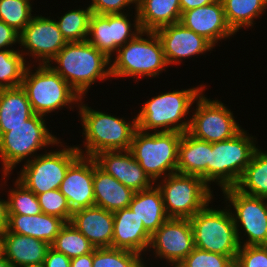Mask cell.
<instances>
[{"label":"cell","instance_id":"6da1fadb","mask_svg":"<svg viewBox=\"0 0 267 267\" xmlns=\"http://www.w3.org/2000/svg\"><path fill=\"white\" fill-rule=\"evenodd\" d=\"M81 97L78 116L81 119L83 146L75 145L83 156L94 157L103 151L130 150L132 137L137 129L136 116L128 121L124 117L92 109ZM83 101V102H82ZM82 146V147H81ZM84 147V149H83Z\"/></svg>","mask_w":267,"mask_h":267},{"label":"cell","instance_id":"7a4b0ae2","mask_svg":"<svg viewBox=\"0 0 267 267\" xmlns=\"http://www.w3.org/2000/svg\"><path fill=\"white\" fill-rule=\"evenodd\" d=\"M206 84L156 93L139 107L137 128L143 132H188L192 105L205 91Z\"/></svg>","mask_w":267,"mask_h":267},{"label":"cell","instance_id":"3957f363","mask_svg":"<svg viewBox=\"0 0 267 267\" xmlns=\"http://www.w3.org/2000/svg\"><path fill=\"white\" fill-rule=\"evenodd\" d=\"M48 65L81 97L93 84L111 78L110 58L87 40L68 42Z\"/></svg>","mask_w":267,"mask_h":267},{"label":"cell","instance_id":"277c9868","mask_svg":"<svg viewBox=\"0 0 267 267\" xmlns=\"http://www.w3.org/2000/svg\"><path fill=\"white\" fill-rule=\"evenodd\" d=\"M45 116L34 114L24 124L9 128L0 136V164L2 167L0 189L4 190L10 175L17 165L27 163L36 157L38 151H49L48 146H54L61 140L52 134L47 127ZM47 123V124H46ZM21 162V163H20ZM5 181V182H4Z\"/></svg>","mask_w":267,"mask_h":267},{"label":"cell","instance_id":"5b68a950","mask_svg":"<svg viewBox=\"0 0 267 267\" xmlns=\"http://www.w3.org/2000/svg\"><path fill=\"white\" fill-rule=\"evenodd\" d=\"M145 36V37H144ZM110 58L111 78H157L167 71L163 47L156 32L142 30Z\"/></svg>","mask_w":267,"mask_h":267},{"label":"cell","instance_id":"8992f818","mask_svg":"<svg viewBox=\"0 0 267 267\" xmlns=\"http://www.w3.org/2000/svg\"><path fill=\"white\" fill-rule=\"evenodd\" d=\"M34 68V70H32ZM21 87L25 90L34 114L48 117L63 108L74 110L81 96L48 64L28 65ZM57 110V111H56Z\"/></svg>","mask_w":267,"mask_h":267},{"label":"cell","instance_id":"52a82bcc","mask_svg":"<svg viewBox=\"0 0 267 267\" xmlns=\"http://www.w3.org/2000/svg\"><path fill=\"white\" fill-rule=\"evenodd\" d=\"M256 144V136L245 128L228 140L210 143L208 185L215 183L221 190L235 187L252 159Z\"/></svg>","mask_w":267,"mask_h":267},{"label":"cell","instance_id":"ba28073f","mask_svg":"<svg viewBox=\"0 0 267 267\" xmlns=\"http://www.w3.org/2000/svg\"><path fill=\"white\" fill-rule=\"evenodd\" d=\"M212 201L189 219L194 245L204 251L230 256L235 261L241 245L231 210L225 203L223 209L214 208Z\"/></svg>","mask_w":267,"mask_h":267},{"label":"cell","instance_id":"9c48e42d","mask_svg":"<svg viewBox=\"0 0 267 267\" xmlns=\"http://www.w3.org/2000/svg\"><path fill=\"white\" fill-rule=\"evenodd\" d=\"M183 133L135 130L130 152L155 183L177 172L178 147Z\"/></svg>","mask_w":267,"mask_h":267},{"label":"cell","instance_id":"30bf717a","mask_svg":"<svg viewBox=\"0 0 267 267\" xmlns=\"http://www.w3.org/2000/svg\"><path fill=\"white\" fill-rule=\"evenodd\" d=\"M159 181V182H158ZM169 218L190 219L215 197L200 176L175 172L155 182Z\"/></svg>","mask_w":267,"mask_h":267},{"label":"cell","instance_id":"8fae6325","mask_svg":"<svg viewBox=\"0 0 267 267\" xmlns=\"http://www.w3.org/2000/svg\"><path fill=\"white\" fill-rule=\"evenodd\" d=\"M56 146L58 150L39 153L17 173L16 179L36 196L59 189L69 166L81 155L75 145H66L60 140Z\"/></svg>","mask_w":267,"mask_h":267},{"label":"cell","instance_id":"7c38bea8","mask_svg":"<svg viewBox=\"0 0 267 267\" xmlns=\"http://www.w3.org/2000/svg\"><path fill=\"white\" fill-rule=\"evenodd\" d=\"M220 191L224 197L221 200L231 210L240 245H264L267 241V198L244 194L236 187Z\"/></svg>","mask_w":267,"mask_h":267},{"label":"cell","instance_id":"4fadbf2b","mask_svg":"<svg viewBox=\"0 0 267 267\" xmlns=\"http://www.w3.org/2000/svg\"><path fill=\"white\" fill-rule=\"evenodd\" d=\"M205 91L196 99L192 109L188 133L209 143L228 140L243 128L234 113L221 100L207 98ZM194 111V112H193Z\"/></svg>","mask_w":267,"mask_h":267},{"label":"cell","instance_id":"5bb4252c","mask_svg":"<svg viewBox=\"0 0 267 267\" xmlns=\"http://www.w3.org/2000/svg\"><path fill=\"white\" fill-rule=\"evenodd\" d=\"M41 14H35L19 35V51L23 57H32L30 65L48 64L57 53L68 43L52 19Z\"/></svg>","mask_w":267,"mask_h":267},{"label":"cell","instance_id":"9a60e30c","mask_svg":"<svg viewBox=\"0 0 267 267\" xmlns=\"http://www.w3.org/2000/svg\"><path fill=\"white\" fill-rule=\"evenodd\" d=\"M122 14H95L90 17L89 34L87 41L103 52L108 58L113 57L116 51L140 33L138 13L133 11ZM130 16L134 19L130 20Z\"/></svg>","mask_w":267,"mask_h":267},{"label":"cell","instance_id":"2e32d148","mask_svg":"<svg viewBox=\"0 0 267 267\" xmlns=\"http://www.w3.org/2000/svg\"><path fill=\"white\" fill-rule=\"evenodd\" d=\"M195 248L189 219L169 218L151 235L147 255L165 261L166 266L177 267ZM149 252V254H148ZM159 258V259H158ZM168 263V264H167Z\"/></svg>","mask_w":267,"mask_h":267},{"label":"cell","instance_id":"e0dca14e","mask_svg":"<svg viewBox=\"0 0 267 267\" xmlns=\"http://www.w3.org/2000/svg\"><path fill=\"white\" fill-rule=\"evenodd\" d=\"M159 37L168 66L180 65L183 60L213 51L215 46L203 36L187 29L180 22L155 31Z\"/></svg>","mask_w":267,"mask_h":267},{"label":"cell","instance_id":"ac0fdd59","mask_svg":"<svg viewBox=\"0 0 267 267\" xmlns=\"http://www.w3.org/2000/svg\"><path fill=\"white\" fill-rule=\"evenodd\" d=\"M180 23L206 38L215 47L219 41L236 35L227 23L221 0L182 12Z\"/></svg>","mask_w":267,"mask_h":267},{"label":"cell","instance_id":"d6986e66","mask_svg":"<svg viewBox=\"0 0 267 267\" xmlns=\"http://www.w3.org/2000/svg\"><path fill=\"white\" fill-rule=\"evenodd\" d=\"M94 157L80 155L68 168L59 190L72 212L95 205Z\"/></svg>","mask_w":267,"mask_h":267},{"label":"cell","instance_id":"ffe728a7","mask_svg":"<svg viewBox=\"0 0 267 267\" xmlns=\"http://www.w3.org/2000/svg\"><path fill=\"white\" fill-rule=\"evenodd\" d=\"M94 159L102 170L134 192L148 190L155 184L130 150L103 151L95 155Z\"/></svg>","mask_w":267,"mask_h":267},{"label":"cell","instance_id":"44dd1931","mask_svg":"<svg viewBox=\"0 0 267 267\" xmlns=\"http://www.w3.org/2000/svg\"><path fill=\"white\" fill-rule=\"evenodd\" d=\"M70 223L95 248H112L114 231L113 212L94 205L74 211Z\"/></svg>","mask_w":267,"mask_h":267},{"label":"cell","instance_id":"7402d4cb","mask_svg":"<svg viewBox=\"0 0 267 267\" xmlns=\"http://www.w3.org/2000/svg\"><path fill=\"white\" fill-rule=\"evenodd\" d=\"M112 248L126 249L146 255L151 234L144 228L143 222L129 207L115 211Z\"/></svg>","mask_w":267,"mask_h":267},{"label":"cell","instance_id":"603a6c76","mask_svg":"<svg viewBox=\"0 0 267 267\" xmlns=\"http://www.w3.org/2000/svg\"><path fill=\"white\" fill-rule=\"evenodd\" d=\"M1 248L5 258L17 267L43 263L51 245L37 238L10 233L6 229L1 233Z\"/></svg>","mask_w":267,"mask_h":267},{"label":"cell","instance_id":"cb8c5ba5","mask_svg":"<svg viewBox=\"0 0 267 267\" xmlns=\"http://www.w3.org/2000/svg\"><path fill=\"white\" fill-rule=\"evenodd\" d=\"M94 198L95 206L110 212L129 207L134 191L124 186L110 174L102 170L94 159Z\"/></svg>","mask_w":267,"mask_h":267},{"label":"cell","instance_id":"d4e9b609","mask_svg":"<svg viewBox=\"0 0 267 267\" xmlns=\"http://www.w3.org/2000/svg\"><path fill=\"white\" fill-rule=\"evenodd\" d=\"M210 143L188 132L182 134L178 147L177 172L200 176L208 184Z\"/></svg>","mask_w":267,"mask_h":267},{"label":"cell","instance_id":"484cf974","mask_svg":"<svg viewBox=\"0 0 267 267\" xmlns=\"http://www.w3.org/2000/svg\"><path fill=\"white\" fill-rule=\"evenodd\" d=\"M65 224V220L44 213L35 216L9 215L7 230L43 240L51 245Z\"/></svg>","mask_w":267,"mask_h":267},{"label":"cell","instance_id":"4316f807","mask_svg":"<svg viewBox=\"0 0 267 267\" xmlns=\"http://www.w3.org/2000/svg\"><path fill=\"white\" fill-rule=\"evenodd\" d=\"M136 10L138 13L141 30L153 31L180 22V0H137Z\"/></svg>","mask_w":267,"mask_h":267},{"label":"cell","instance_id":"83f0119b","mask_svg":"<svg viewBox=\"0 0 267 267\" xmlns=\"http://www.w3.org/2000/svg\"><path fill=\"white\" fill-rule=\"evenodd\" d=\"M129 209L139 217L151 235L169 219L161 191L155 184L148 190L135 192Z\"/></svg>","mask_w":267,"mask_h":267},{"label":"cell","instance_id":"f1b7e54d","mask_svg":"<svg viewBox=\"0 0 267 267\" xmlns=\"http://www.w3.org/2000/svg\"><path fill=\"white\" fill-rule=\"evenodd\" d=\"M34 115L25 90L19 86L0 89V136L24 124Z\"/></svg>","mask_w":267,"mask_h":267},{"label":"cell","instance_id":"f546056e","mask_svg":"<svg viewBox=\"0 0 267 267\" xmlns=\"http://www.w3.org/2000/svg\"><path fill=\"white\" fill-rule=\"evenodd\" d=\"M221 1L227 23L235 33H238L241 29L252 28L256 24L255 20L259 19L267 9V0Z\"/></svg>","mask_w":267,"mask_h":267},{"label":"cell","instance_id":"4dcf8cb0","mask_svg":"<svg viewBox=\"0 0 267 267\" xmlns=\"http://www.w3.org/2000/svg\"><path fill=\"white\" fill-rule=\"evenodd\" d=\"M235 187L244 194L267 198V150L257 146Z\"/></svg>","mask_w":267,"mask_h":267},{"label":"cell","instance_id":"1f68e13d","mask_svg":"<svg viewBox=\"0 0 267 267\" xmlns=\"http://www.w3.org/2000/svg\"><path fill=\"white\" fill-rule=\"evenodd\" d=\"M78 8L68 10L56 19L58 29L67 42H83L88 39L92 10L89 6Z\"/></svg>","mask_w":267,"mask_h":267},{"label":"cell","instance_id":"d6a6232c","mask_svg":"<svg viewBox=\"0 0 267 267\" xmlns=\"http://www.w3.org/2000/svg\"><path fill=\"white\" fill-rule=\"evenodd\" d=\"M28 65L19 48L0 50V89L21 86Z\"/></svg>","mask_w":267,"mask_h":267},{"label":"cell","instance_id":"836d02e7","mask_svg":"<svg viewBox=\"0 0 267 267\" xmlns=\"http://www.w3.org/2000/svg\"><path fill=\"white\" fill-rule=\"evenodd\" d=\"M51 248L70 259L91 253L95 247L70 222L62 227Z\"/></svg>","mask_w":267,"mask_h":267},{"label":"cell","instance_id":"e575fe53","mask_svg":"<svg viewBox=\"0 0 267 267\" xmlns=\"http://www.w3.org/2000/svg\"><path fill=\"white\" fill-rule=\"evenodd\" d=\"M146 257L126 249L95 248L93 267H148Z\"/></svg>","mask_w":267,"mask_h":267},{"label":"cell","instance_id":"d590c367","mask_svg":"<svg viewBox=\"0 0 267 267\" xmlns=\"http://www.w3.org/2000/svg\"><path fill=\"white\" fill-rule=\"evenodd\" d=\"M13 187H8L7 196L8 215H38L41 212L37 196L27 189L17 179Z\"/></svg>","mask_w":267,"mask_h":267},{"label":"cell","instance_id":"8d00e7d4","mask_svg":"<svg viewBox=\"0 0 267 267\" xmlns=\"http://www.w3.org/2000/svg\"><path fill=\"white\" fill-rule=\"evenodd\" d=\"M32 0H0V20L21 32L35 14Z\"/></svg>","mask_w":267,"mask_h":267},{"label":"cell","instance_id":"74e56055","mask_svg":"<svg viewBox=\"0 0 267 267\" xmlns=\"http://www.w3.org/2000/svg\"><path fill=\"white\" fill-rule=\"evenodd\" d=\"M37 198L42 213L61 218L66 222L71 221L73 212L59 189L38 194Z\"/></svg>","mask_w":267,"mask_h":267},{"label":"cell","instance_id":"f35d334b","mask_svg":"<svg viewBox=\"0 0 267 267\" xmlns=\"http://www.w3.org/2000/svg\"><path fill=\"white\" fill-rule=\"evenodd\" d=\"M233 262L234 260L230 256L204 251L195 247L177 267H230Z\"/></svg>","mask_w":267,"mask_h":267},{"label":"cell","instance_id":"ab89813d","mask_svg":"<svg viewBox=\"0 0 267 267\" xmlns=\"http://www.w3.org/2000/svg\"><path fill=\"white\" fill-rule=\"evenodd\" d=\"M241 267H267V248L260 246H240L235 260Z\"/></svg>","mask_w":267,"mask_h":267},{"label":"cell","instance_id":"60d3db41","mask_svg":"<svg viewBox=\"0 0 267 267\" xmlns=\"http://www.w3.org/2000/svg\"><path fill=\"white\" fill-rule=\"evenodd\" d=\"M136 1L137 0H91L88 6L92 10V13L95 14H122L128 11L131 12V6H134L132 9L135 10ZM125 8H128V10Z\"/></svg>","mask_w":267,"mask_h":267},{"label":"cell","instance_id":"b9f144b4","mask_svg":"<svg viewBox=\"0 0 267 267\" xmlns=\"http://www.w3.org/2000/svg\"><path fill=\"white\" fill-rule=\"evenodd\" d=\"M19 35L14 28L0 20V50L15 49L13 45H19Z\"/></svg>","mask_w":267,"mask_h":267},{"label":"cell","instance_id":"7bdbcfd3","mask_svg":"<svg viewBox=\"0 0 267 267\" xmlns=\"http://www.w3.org/2000/svg\"><path fill=\"white\" fill-rule=\"evenodd\" d=\"M43 264L44 267H70L71 259L63 253L56 252L50 248Z\"/></svg>","mask_w":267,"mask_h":267},{"label":"cell","instance_id":"ee69618b","mask_svg":"<svg viewBox=\"0 0 267 267\" xmlns=\"http://www.w3.org/2000/svg\"><path fill=\"white\" fill-rule=\"evenodd\" d=\"M217 0H180L181 12L188 11L190 9L202 7L204 5L213 3Z\"/></svg>","mask_w":267,"mask_h":267},{"label":"cell","instance_id":"f6af8a7d","mask_svg":"<svg viewBox=\"0 0 267 267\" xmlns=\"http://www.w3.org/2000/svg\"><path fill=\"white\" fill-rule=\"evenodd\" d=\"M70 267H93V251L71 259Z\"/></svg>","mask_w":267,"mask_h":267},{"label":"cell","instance_id":"bcb514c9","mask_svg":"<svg viewBox=\"0 0 267 267\" xmlns=\"http://www.w3.org/2000/svg\"><path fill=\"white\" fill-rule=\"evenodd\" d=\"M8 207L7 199L0 197V233H3L8 227Z\"/></svg>","mask_w":267,"mask_h":267},{"label":"cell","instance_id":"7dc6e473","mask_svg":"<svg viewBox=\"0 0 267 267\" xmlns=\"http://www.w3.org/2000/svg\"><path fill=\"white\" fill-rule=\"evenodd\" d=\"M0 267H13L3 254L0 255Z\"/></svg>","mask_w":267,"mask_h":267},{"label":"cell","instance_id":"c3c4849f","mask_svg":"<svg viewBox=\"0 0 267 267\" xmlns=\"http://www.w3.org/2000/svg\"><path fill=\"white\" fill-rule=\"evenodd\" d=\"M17 267H44V264L39 263V264H31V265H22V266H17Z\"/></svg>","mask_w":267,"mask_h":267},{"label":"cell","instance_id":"681fc988","mask_svg":"<svg viewBox=\"0 0 267 267\" xmlns=\"http://www.w3.org/2000/svg\"><path fill=\"white\" fill-rule=\"evenodd\" d=\"M230 267H241L236 261H234Z\"/></svg>","mask_w":267,"mask_h":267},{"label":"cell","instance_id":"f907efd6","mask_svg":"<svg viewBox=\"0 0 267 267\" xmlns=\"http://www.w3.org/2000/svg\"><path fill=\"white\" fill-rule=\"evenodd\" d=\"M2 254V248H1V233H0V255Z\"/></svg>","mask_w":267,"mask_h":267}]
</instances>
